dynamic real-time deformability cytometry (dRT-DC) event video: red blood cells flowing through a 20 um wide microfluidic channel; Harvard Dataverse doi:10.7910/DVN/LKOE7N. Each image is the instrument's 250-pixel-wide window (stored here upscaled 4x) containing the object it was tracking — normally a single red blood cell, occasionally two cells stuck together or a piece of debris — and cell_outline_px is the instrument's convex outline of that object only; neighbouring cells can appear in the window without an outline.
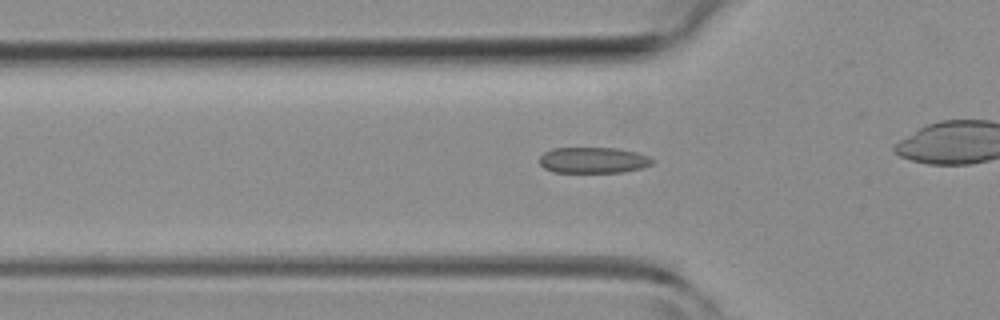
{"species": "common noctule bat (a hibernating species)", "species_latin": "Nyctalus noctula", "temperature_condition": "room temperature", "stored_images_in_passage": 41, "camera_frame_rate_fps": 3000, "um_per_image_px": 0.085, "animal": {"sex": "female", "body_mass_g": 19.3, "forearm_length_mm": 54.1}, "frame": {"image": 1, "passage_image": 17, "time_ms": 5.333, "image_size_px": [1000, 320], "cell_outline_px": [[652, 164], [640, 168], [620, 172], [552, 172], [544, 168], [540, 164], [540, 156], [544, 152], [552, 148], [620, 148], [636, 152], [648, 156], [652, 160]], "centroid_in_image_um": [50.39, 13.61], "position_along_channel_um": 75.4, "area_um2": 16.99}}
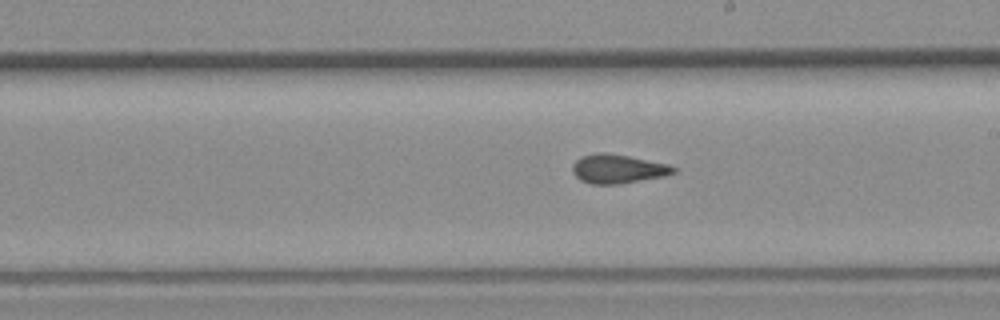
{"frame": {"image": 2, "passage_image": 29, "time_ms": 9.333, "image_size_px": [1000, 320], "cell_outline_px": [[676, 172], [664, 176], [620, 184], [592, 184], [580, 180], [572, 172], [572, 164], [580, 156], [596, 152], [608, 152], [668, 164], [676, 168]], "centroid_in_image_um": [52.48, 14.34], "position_along_channel_um": 236.5, "area_um2": 17.17}}
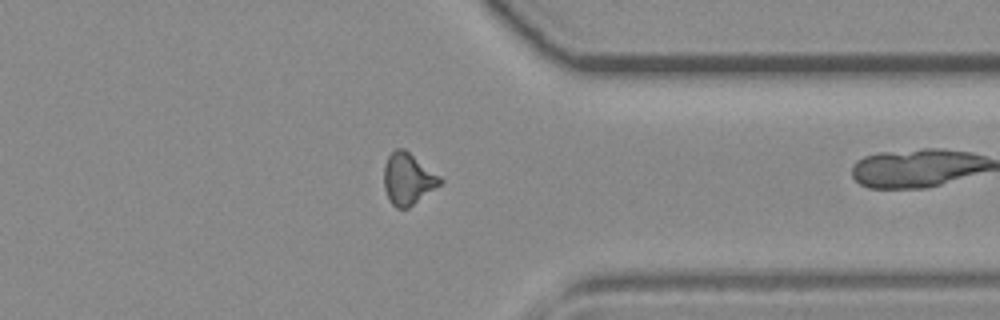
{"frame": {"image": 3, "passage_image": 40, "time_ms": 13.0, "image_size_px": [1000, 320], "cell_outline_px": [[444, 180], [440, 184], [408, 208], [396, 208], [388, 200], [384, 188], [384, 164], [388, 156], [396, 148], [404, 148], [440, 176]], "centroid_in_image_um": [34.65, 15.2], "position_along_channel_um": 376.8, "area_um2": 16.76}}